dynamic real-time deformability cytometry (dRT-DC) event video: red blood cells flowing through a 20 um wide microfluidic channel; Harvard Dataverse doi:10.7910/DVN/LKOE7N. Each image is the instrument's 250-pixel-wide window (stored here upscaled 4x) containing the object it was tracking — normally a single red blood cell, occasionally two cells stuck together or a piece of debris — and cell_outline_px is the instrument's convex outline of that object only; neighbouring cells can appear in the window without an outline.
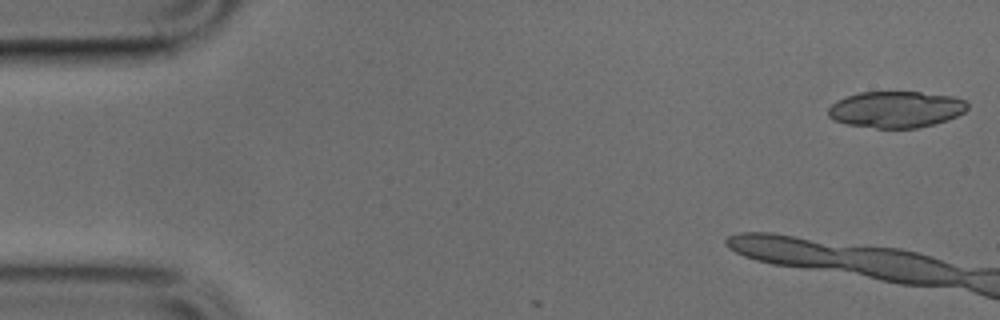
{"species": "common noctule bat (a hibernating species)", "species_latin": "Nyctalus noctula", "temperature_condition": "cold", "stored_images_in_passage": 4, "camera_frame_rate_fps": 3000, "um_per_image_px": 0.085, "animal": {"sex": "male", "body_mass_g": 17.9, "forearm_length_mm": 54.2}, "frame": {"image": 1, "passage_image": 1, "time_ms": 0.0, "image_size_px": [1000, 320], "cell_outline_px": [[968, 108], [964, 112], [948, 120], [916, 128], [876, 128], [848, 124], [832, 120], [828, 116], [828, 108], [836, 100], [860, 92], [920, 92], [952, 96], [964, 100], [968, 104]], "centroid_in_image_um": [76.15, 9.3], "position_along_channel_um": 8.9, "area_um2": 29.54}}